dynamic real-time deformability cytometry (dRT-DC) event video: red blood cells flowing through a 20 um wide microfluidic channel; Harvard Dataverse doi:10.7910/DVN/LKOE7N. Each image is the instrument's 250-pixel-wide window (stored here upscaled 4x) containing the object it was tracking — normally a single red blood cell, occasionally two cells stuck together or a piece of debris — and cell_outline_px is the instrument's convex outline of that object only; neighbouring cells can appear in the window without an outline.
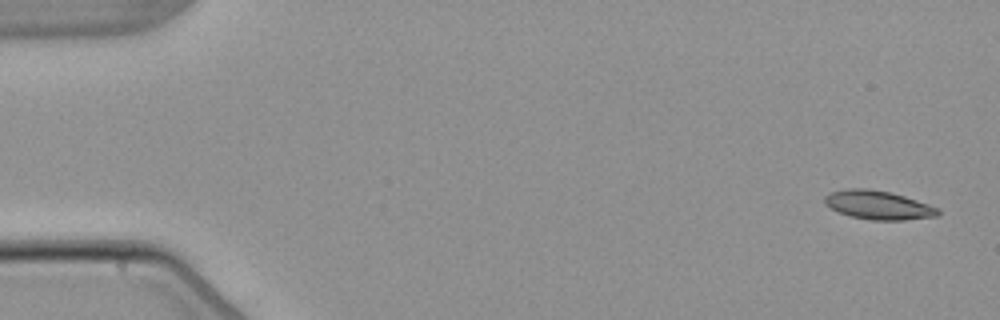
{"species": "common noctule bat (a hibernating species)", "species_latin": "Nyctalus noctula", "temperature_condition": "warm", "stored_images_in_passage": 4, "camera_frame_rate_fps": 3000, "um_per_image_px": 0.085, "animal": {"sex": "male", "body_mass_g": 21.5, "forearm_length_mm": 52.0}, "frame": {"image": 1, "passage_image": 1, "time_ms": 0.0, "image_size_px": [1000, 320], "cell_outline_px": [[940, 216], [904, 220], [872, 220], [852, 216], [840, 212], [824, 204], [824, 196], [832, 192], [848, 188], [868, 188], [888, 192], [904, 196], [940, 208]], "centroid_in_image_um": [74.68, 17.43], "position_along_channel_um": 10.3, "area_um2": 18.9}}
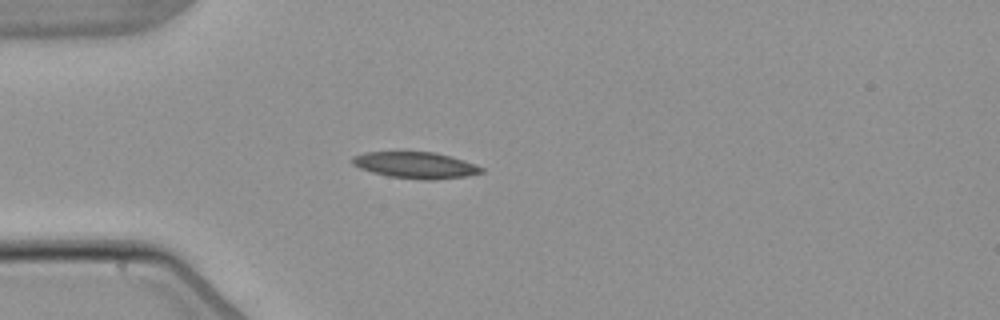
{"frame": {"image": 2, "passage_image": 4, "time_ms": 4.333, "image_size_px": [1000, 320], "cell_outline_px": [[484, 172], [464, 176], [432, 180], [428, 180], [388, 176], [372, 172], [360, 168], [352, 164], [352, 156], [364, 152], [436, 152], [464, 160], [476, 164], [484, 168]], "centroid_in_image_um": [35.32, 14.03], "position_along_channel_um": 49.7, "area_um2": 19.77}}